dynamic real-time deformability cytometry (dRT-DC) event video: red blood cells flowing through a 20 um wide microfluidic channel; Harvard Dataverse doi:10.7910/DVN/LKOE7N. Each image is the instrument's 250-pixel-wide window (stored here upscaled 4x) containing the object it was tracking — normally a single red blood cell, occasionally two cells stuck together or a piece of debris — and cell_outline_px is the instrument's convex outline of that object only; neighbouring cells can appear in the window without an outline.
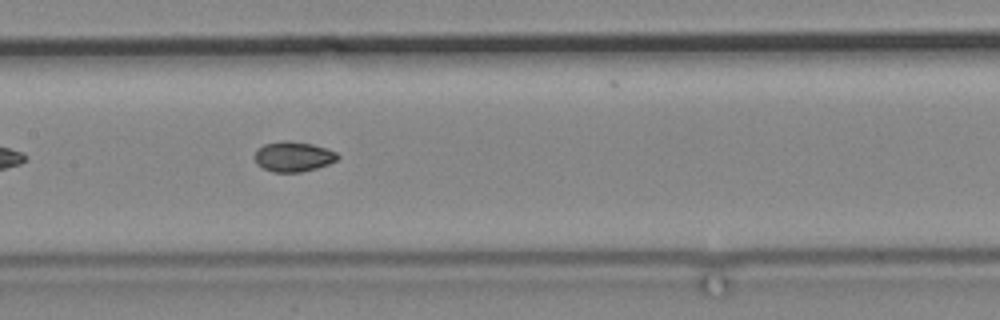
{"species": "common noctule bat (a hibernating species)", "species_latin": "Nyctalus noctula", "temperature_condition": "cold", "stored_images_in_passage": 16, "camera_frame_rate_fps": 3000, "um_per_image_px": 0.085, "animal": {"sex": "male", "body_mass_g": 19.2, "forearm_length_mm": 51.8}, "frame": {"image": 1, "passage_image": 14, "time_ms": 16.667, "image_size_px": [1000, 320], "cell_outline_px": [[340, 156], [336, 160], [328, 164], [316, 168], [300, 172], [272, 172], [256, 164], [256, 148], [264, 144], [280, 140], [288, 140], [312, 144], [336, 152]], "centroid_in_image_um": [24.91, 13.3], "position_along_channel_um": 182.5, "area_um2": 14.51}}